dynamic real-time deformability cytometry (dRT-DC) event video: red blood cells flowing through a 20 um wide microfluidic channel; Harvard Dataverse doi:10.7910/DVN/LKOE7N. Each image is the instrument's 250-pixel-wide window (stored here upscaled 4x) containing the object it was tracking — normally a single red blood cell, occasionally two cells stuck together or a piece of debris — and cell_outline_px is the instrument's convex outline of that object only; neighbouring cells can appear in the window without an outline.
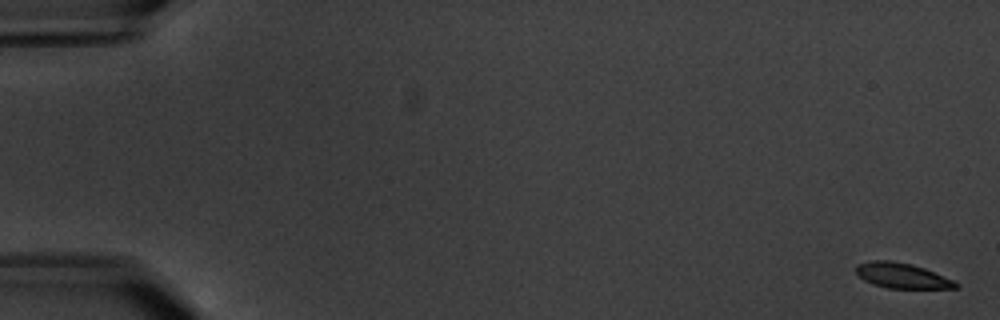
{"species": "common noctule bat (a hibernating species)", "species_latin": "Nyctalus noctula", "temperature_condition": "warm", "stored_images_in_passage": 6, "camera_frame_rate_fps": 3000, "um_per_image_px": 0.085, "animal": {"sex": "male", "body_mass_g": 20.1, "forearm_length_mm": 53.5}, "frame": {"image": 1, "passage_image": 1, "time_ms": 0.0, "image_size_px": [1000, 320], "cell_outline_px": [[960, 288], [888, 288], [872, 284], [864, 280], [856, 272], [856, 264], [872, 260], [892, 260], [912, 264], [924, 268], [952, 280], [960, 284]], "centroid_in_image_um": [76.65, 23.42], "position_along_channel_um": 8.3, "area_um2": 14.62}}